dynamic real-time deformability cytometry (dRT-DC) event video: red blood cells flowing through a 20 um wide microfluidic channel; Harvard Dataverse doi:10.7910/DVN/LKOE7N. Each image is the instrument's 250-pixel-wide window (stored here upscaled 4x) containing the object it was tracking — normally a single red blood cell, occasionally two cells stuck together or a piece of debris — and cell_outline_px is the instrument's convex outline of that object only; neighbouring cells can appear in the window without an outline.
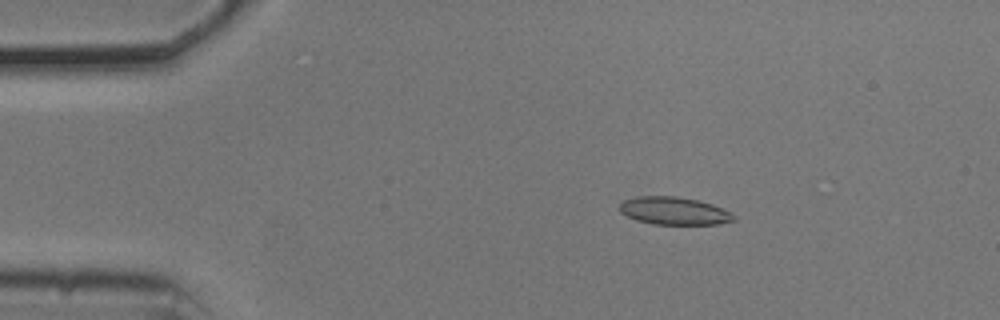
{"species": "common noctule bat (a hibernating species)", "species_latin": "Nyctalus noctula", "temperature_condition": "cold", "stored_images_in_passage": 54, "camera_frame_rate_fps": 3000, "um_per_image_px": 0.085, "animal": {"sex": "male", "body_mass_g": 20.5, "forearm_length_mm": 52.5}, "frame": {"image": 1, "passage_image": 9, "time_ms": 2.667, "image_size_px": [1000, 320], "cell_outline_px": [[736, 220], [720, 224], [652, 224], [636, 220], [620, 212], [620, 204], [624, 200], [636, 196], [676, 196], [696, 200], [712, 204], [732, 212], [736, 216]], "centroid_in_image_um": [57.32, 17.93], "position_along_channel_um": 27.7, "area_um2": 18.5}}
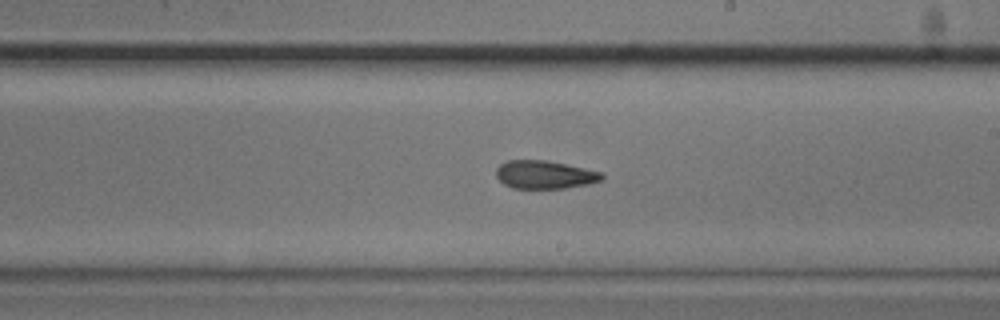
{"frame": {"image": 2, "passage_image": 31, "time_ms": 10.0, "image_size_px": [1000, 320], "cell_outline_px": [[604, 180], [588, 184], [564, 188], [512, 188], [504, 184], [496, 176], [496, 168], [500, 164], [508, 160], [544, 160], [564, 164], [600, 172], [604, 176]], "centroid_in_image_um": [46.27, 14.85], "position_along_channel_um": 242.7, "area_um2": 17.17}}
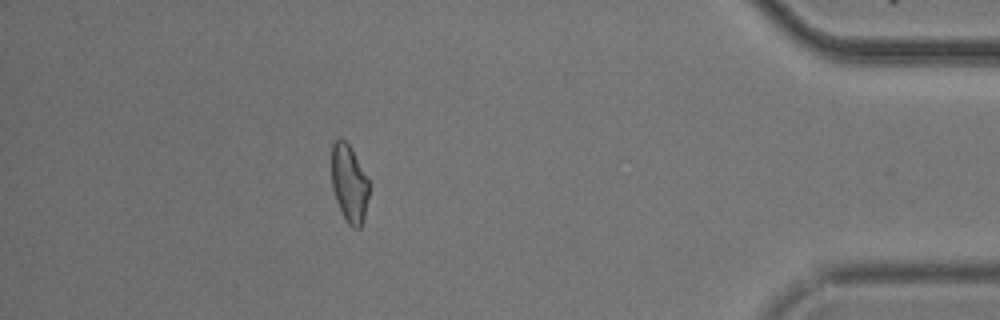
{"frame": {"image": 3, "passage_image": 48, "time_ms": 15.667, "image_size_px": [1000, 320], "cell_outline_px": [[368, 196], [364, 220], [360, 228], [352, 228], [348, 224], [336, 200], [332, 188], [332, 144], [340, 136], [348, 144], [368, 180]], "centroid_in_image_um": [29.67, 15.62], "position_along_channel_um": 405.5, "area_um2": 16.59}, "authors_computed_cell_mechanics": {"area_um2": 18.2359, "velocity_mm_per_s": 3.7132, "shape_relaxation_time_tau1_ms": null, "shape_relaxation_time_tau2_ms": 5.5484, "deformation_change_tau1": null, "deformation_change_tau2": 0.1227}}